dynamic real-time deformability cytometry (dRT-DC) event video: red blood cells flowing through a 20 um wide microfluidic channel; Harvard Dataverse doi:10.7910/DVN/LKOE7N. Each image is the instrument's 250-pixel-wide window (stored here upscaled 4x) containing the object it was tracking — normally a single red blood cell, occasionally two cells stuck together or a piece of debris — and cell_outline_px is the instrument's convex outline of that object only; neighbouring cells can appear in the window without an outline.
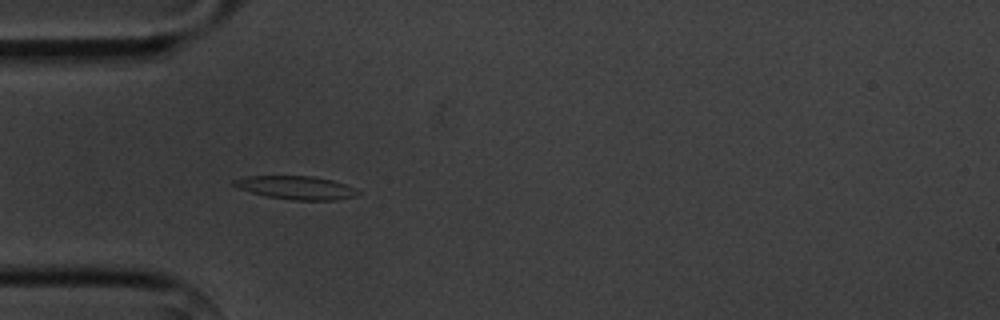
{"species": "common noctule bat (a hibernating species)", "species_latin": "Nyctalus noctula", "temperature_condition": "cold", "stored_images_in_passage": 10, "camera_frame_rate_fps": 3000, "um_per_image_px": 0.085, "animal": {"sex": "male", "body_mass_g": 20.1, "forearm_length_mm": 53.5}, "frame": {"image": 1, "passage_image": 4, "time_ms": 3.333, "image_size_px": [1000, 320], "cell_outline_px": [[360, 192], [356, 196], [336, 200], [292, 200], [268, 196], [252, 192], [240, 188], [232, 184], [232, 180], [248, 176], [312, 176], [332, 180], [356, 188]], "centroid_in_image_um": [25.21, 15.95], "position_along_channel_um": 59.8, "area_um2": 16.7}}
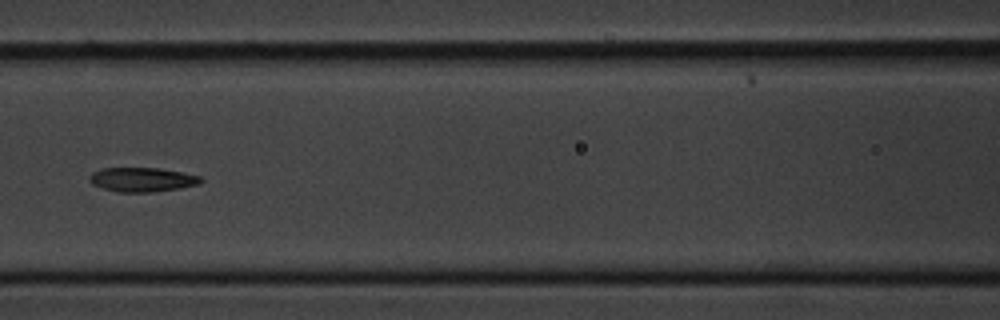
{"frame": {"image": 2, "passage_image": 6, "time_ms": 6.0, "image_size_px": [1000, 320], "cell_outline_px": [[204, 180], [200, 184], [180, 188], [152, 192], [116, 192], [92, 184], [88, 180], [88, 176], [92, 172], [100, 168], [160, 168], [200, 176]], "centroid_in_image_um": [12.06, 15.26], "position_along_channel_um": 154.5, "area_um2": 15.84}}
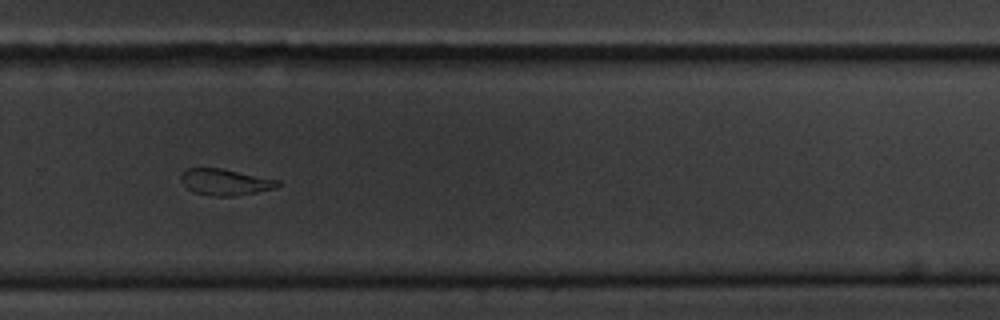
{"frame": {"image": 3, "passage_image": 10, "time_ms": 10.333, "image_size_px": [1000, 320], "cell_outline_px": [[280, 184], [276, 188], [236, 196], [212, 196], [192, 192], [180, 180], [180, 176], [188, 168], [220, 168], [280, 180]], "centroid_in_image_um": [19.14, 15.48], "position_along_channel_um": 310.7, "area_um2": 14.8}}